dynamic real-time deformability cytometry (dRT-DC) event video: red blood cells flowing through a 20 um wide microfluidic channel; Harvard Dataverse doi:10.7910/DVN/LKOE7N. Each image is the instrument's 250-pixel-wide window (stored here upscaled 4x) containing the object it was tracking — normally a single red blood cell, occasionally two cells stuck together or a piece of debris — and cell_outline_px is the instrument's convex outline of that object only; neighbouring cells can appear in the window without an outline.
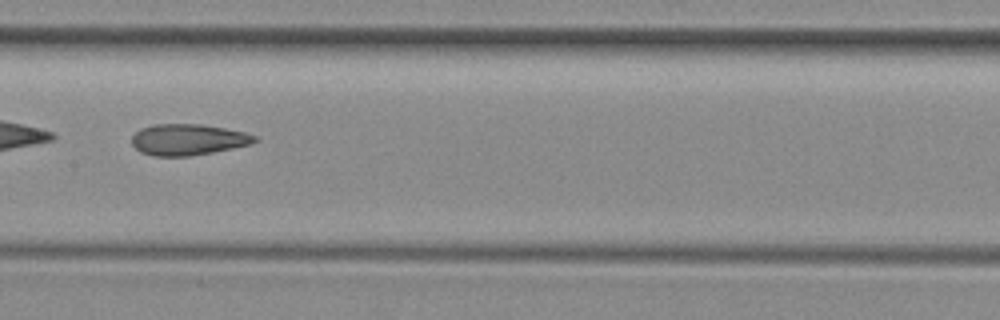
{"species": "common noctule bat (a hibernating species)", "species_latin": "Nyctalus noctula", "temperature_condition": "room temperature", "stored_images_in_passage": 33, "camera_frame_rate_fps": 3000, "um_per_image_px": 0.085, "animal": {"sex": "female", "body_mass_g": 29.2, "forearm_length_mm": 56.3}, "frame": {"image": 1, "passage_image": 10, "time_ms": 3.0, "image_size_px": [1000, 320], "cell_outline_px": [[260, 140], [252, 144], [212, 152], [188, 156], [152, 156], [140, 152], [132, 144], [132, 136], [140, 128], [152, 124], [200, 124], [224, 128], [244, 132], [256, 136]], "centroid_in_image_um": [15.97, 11.86], "position_along_channel_um": 191.4, "area_um2": 22.37}}
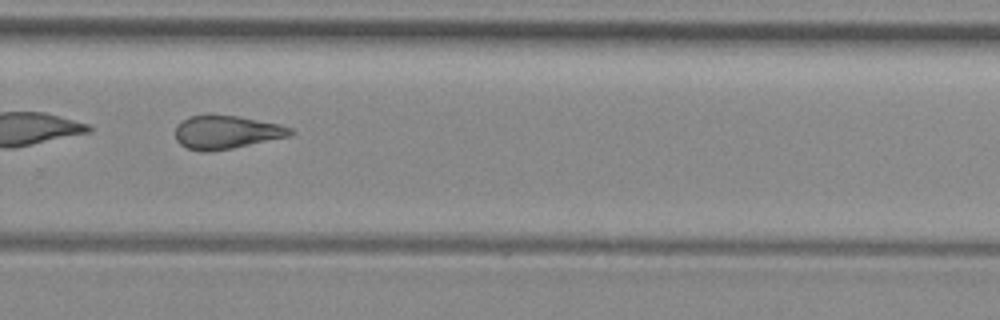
{"frame": {"image": 2, "passage_image": 19, "time_ms": 6.0, "image_size_px": [1000, 320], "cell_outline_px": [[296, 132], [288, 136], [232, 148], [188, 148], [180, 144], [176, 140], [176, 128], [180, 120], [188, 116], [240, 116], [280, 124], [292, 128]], "centroid_in_image_um": [19.29, 11.19], "position_along_channel_um": 310.5, "area_um2": 21.44}}